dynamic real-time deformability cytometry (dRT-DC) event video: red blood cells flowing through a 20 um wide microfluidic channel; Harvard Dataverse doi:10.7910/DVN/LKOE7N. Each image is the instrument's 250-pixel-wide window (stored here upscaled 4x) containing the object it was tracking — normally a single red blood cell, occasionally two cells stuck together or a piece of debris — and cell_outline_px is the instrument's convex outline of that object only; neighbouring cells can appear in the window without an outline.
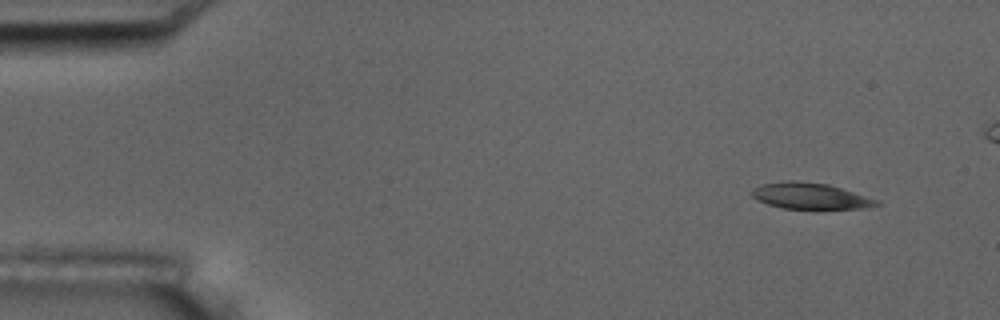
{"species": "common noctule bat (a hibernating species)", "species_latin": "Nyctalus noctula", "temperature_condition": "room temperature", "stored_images_in_passage": 3, "camera_frame_rate_fps": 3000, "um_per_image_px": 0.085, "animal": {"sex": "male", "body_mass_g": 17.5, "forearm_length_mm": 52.3}, "frame": {"image": 1, "passage_image": 1, "time_ms": 0.0, "image_size_px": [1000, 320], "cell_outline_px": [[880, 204], [868, 208], [780, 208], [756, 200], [752, 196], [752, 188], [760, 184], [788, 180], [800, 180], [828, 184], [880, 200]], "centroid_in_image_um": [68.85, 16.64], "position_along_channel_um": 16.2, "area_um2": 19.07}}